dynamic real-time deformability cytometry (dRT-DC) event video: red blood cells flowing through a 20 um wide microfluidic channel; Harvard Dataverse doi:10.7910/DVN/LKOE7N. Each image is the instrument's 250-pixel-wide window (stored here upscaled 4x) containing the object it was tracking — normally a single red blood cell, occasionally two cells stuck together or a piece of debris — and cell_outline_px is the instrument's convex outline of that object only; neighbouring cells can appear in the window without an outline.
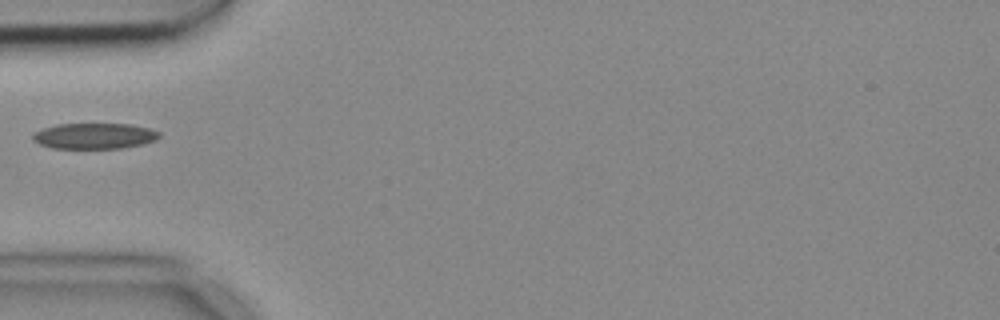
{"species": "common noctule bat (a hibernating species)", "species_latin": "Nyctalus noctula", "temperature_condition": "cold", "stored_images_in_passage": 4, "segment_of_instrument_passage": [2, 2], "camera_frame_rate_fps": 3000, "um_per_image_px": 0.085, "animal": {"sex": "female", "body_mass_g": 18.4}, "frame": {"image": 1, "passage_image": 4, "time_ms": 1.0, "image_size_px": [1000, 320], "cell_outline_px": [[160, 136], [156, 140], [124, 148], [52, 148], [40, 144], [32, 140], [32, 136], [36, 132], [44, 128], [56, 124], [132, 124], [148, 128], [160, 132]], "centroid_in_image_um": [8.03, 11.55], "position_along_channel_um": 77.0, "area_um2": 18.9}}